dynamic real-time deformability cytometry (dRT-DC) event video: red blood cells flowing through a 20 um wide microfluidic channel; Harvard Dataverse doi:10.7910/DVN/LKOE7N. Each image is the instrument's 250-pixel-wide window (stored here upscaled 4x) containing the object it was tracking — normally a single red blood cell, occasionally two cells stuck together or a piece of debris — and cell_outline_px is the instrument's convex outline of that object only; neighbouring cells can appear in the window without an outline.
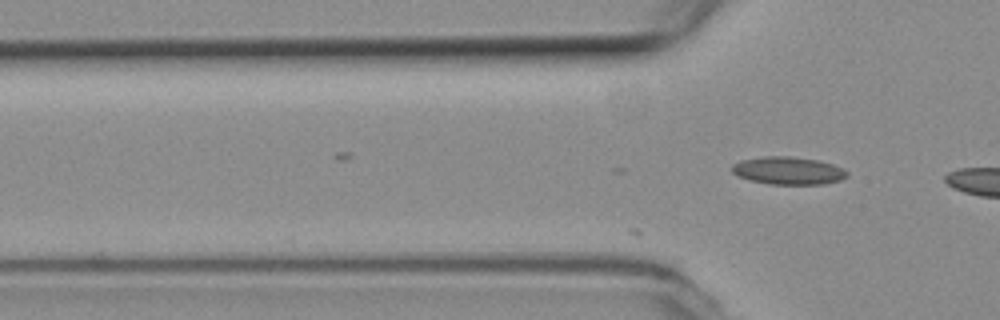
{"species": "common noctule bat (a hibernating species)", "species_latin": "Nyctalus noctula", "temperature_condition": "room temperature", "stored_images_in_passage": 13, "camera_frame_rate_fps": 3000, "um_per_image_px": 0.085, "animal": {"sex": "female", "body_mass_g": 19.3, "forearm_length_mm": 54.1}, "frame": {"image": 1, "passage_image": 13, "time_ms": 4.0, "image_size_px": [1000, 320], "cell_outline_px": [[848, 176], [840, 180], [824, 184], [768, 184], [736, 176], [732, 172], [732, 164], [740, 160], [764, 156], [788, 156], [820, 160], [844, 168], [848, 172]], "centroid_in_image_um": [67.0, 14.5], "position_along_channel_um": 58.8, "area_um2": 18.73}}